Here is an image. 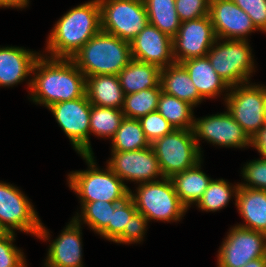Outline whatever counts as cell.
<instances>
[{"mask_svg":"<svg viewBox=\"0 0 266 267\" xmlns=\"http://www.w3.org/2000/svg\"><path fill=\"white\" fill-rule=\"evenodd\" d=\"M32 75L27 84L29 99L40 106L48 108L86 95V76L72 59L41 54L34 63Z\"/></svg>","mask_w":266,"mask_h":267,"instance_id":"6da1fadb","label":"cell"},{"mask_svg":"<svg viewBox=\"0 0 266 267\" xmlns=\"http://www.w3.org/2000/svg\"><path fill=\"white\" fill-rule=\"evenodd\" d=\"M100 30L98 0L73 7L54 24L46 41L45 56L71 59Z\"/></svg>","mask_w":266,"mask_h":267,"instance_id":"7a4b0ae2","label":"cell"},{"mask_svg":"<svg viewBox=\"0 0 266 267\" xmlns=\"http://www.w3.org/2000/svg\"><path fill=\"white\" fill-rule=\"evenodd\" d=\"M71 59L86 77L118 75L132 54L129 42L100 30Z\"/></svg>","mask_w":266,"mask_h":267,"instance_id":"3957f363","label":"cell"},{"mask_svg":"<svg viewBox=\"0 0 266 267\" xmlns=\"http://www.w3.org/2000/svg\"><path fill=\"white\" fill-rule=\"evenodd\" d=\"M88 169L68 174V186L78 195L80 202H122L130 194V188L110 168L97 167L93 154H80Z\"/></svg>","mask_w":266,"mask_h":267,"instance_id":"277c9868","label":"cell"},{"mask_svg":"<svg viewBox=\"0 0 266 267\" xmlns=\"http://www.w3.org/2000/svg\"><path fill=\"white\" fill-rule=\"evenodd\" d=\"M129 196L133 199L136 209L150 222L180 221L187 208L181 203L173 182L170 178L138 184L135 193L130 190Z\"/></svg>","mask_w":266,"mask_h":267,"instance_id":"5b68a950","label":"cell"},{"mask_svg":"<svg viewBox=\"0 0 266 267\" xmlns=\"http://www.w3.org/2000/svg\"><path fill=\"white\" fill-rule=\"evenodd\" d=\"M33 207L18 187L0 181V227L4 232L15 233V230H20L49 241L50 233Z\"/></svg>","mask_w":266,"mask_h":267,"instance_id":"8992f818","label":"cell"},{"mask_svg":"<svg viewBox=\"0 0 266 267\" xmlns=\"http://www.w3.org/2000/svg\"><path fill=\"white\" fill-rule=\"evenodd\" d=\"M251 48L246 40L216 39L206 56L215 72L232 87L250 82L255 72Z\"/></svg>","mask_w":266,"mask_h":267,"instance_id":"52a82bcc","label":"cell"},{"mask_svg":"<svg viewBox=\"0 0 266 267\" xmlns=\"http://www.w3.org/2000/svg\"><path fill=\"white\" fill-rule=\"evenodd\" d=\"M224 96L227 111L252 139L266 124V86L250 82L239 84L230 87Z\"/></svg>","mask_w":266,"mask_h":267,"instance_id":"ba28073f","label":"cell"},{"mask_svg":"<svg viewBox=\"0 0 266 267\" xmlns=\"http://www.w3.org/2000/svg\"><path fill=\"white\" fill-rule=\"evenodd\" d=\"M163 177L171 178L202 160L193 130L174 129L151 144Z\"/></svg>","mask_w":266,"mask_h":267,"instance_id":"9c48e42d","label":"cell"},{"mask_svg":"<svg viewBox=\"0 0 266 267\" xmlns=\"http://www.w3.org/2000/svg\"><path fill=\"white\" fill-rule=\"evenodd\" d=\"M101 30L131 42L148 24L143 0H98Z\"/></svg>","mask_w":266,"mask_h":267,"instance_id":"30bf717a","label":"cell"},{"mask_svg":"<svg viewBox=\"0 0 266 267\" xmlns=\"http://www.w3.org/2000/svg\"><path fill=\"white\" fill-rule=\"evenodd\" d=\"M78 154H94L90 143L91 103L87 95L48 107Z\"/></svg>","mask_w":266,"mask_h":267,"instance_id":"8fae6325","label":"cell"},{"mask_svg":"<svg viewBox=\"0 0 266 267\" xmlns=\"http://www.w3.org/2000/svg\"><path fill=\"white\" fill-rule=\"evenodd\" d=\"M266 256V234L233 226L217 255V267H244L251 260Z\"/></svg>","mask_w":266,"mask_h":267,"instance_id":"7c38bea8","label":"cell"},{"mask_svg":"<svg viewBox=\"0 0 266 267\" xmlns=\"http://www.w3.org/2000/svg\"><path fill=\"white\" fill-rule=\"evenodd\" d=\"M192 130L201 154L200 139H205L207 143L226 148H246L251 146V139L228 111L197 119L194 118Z\"/></svg>","mask_w":266,"mask_h":267,"instance_id":"4fadbf2b","label":"cell"},{"mask_svg":"<svg viewBox=\"0 0 266 267\" xmlns=\"http://www.w3.org/2000/svg\"><path fill=\"white\" fill-rule=\"evenodd\" d=\"M107 165L123 182L142 184L164 178L151 146L133 151H111Z\"/></svg>","mask_w":266,"mask_h":267,"instance_id":"5bb4252c","label":"cell"},{"mask_svg":"<svg viewBox=\"0 0 266 267\" xmlns=\"http://www.w3.org/2000/svg\"><path fill=\"white\" fill-rule=\"evenodd\" d=\"M216 39L209 15L181 22L173 37L175 62L206 56Z\"/></svg>","mask_w":266,"mask_h":267,"instance_id":"9a60e30c","label":"cell"},{"mask_svg":"<svg viewBox=\"0 0 266 267\" xmlns=\"http://www.w3.org/2000/svg\"><path fill=\"white\" fill-rule=\"evenodd\" d=\"M209 17L217 39L248 41L250 33L259 31L232 0H210Z\"/></svg>","mask_w":266,"mask_h":267,"instance_id":"2e32d148","label":"cell"},{"mask_svg":"<svg viewBox=\"0 0 266 267\" xmlns=\"http://www.w3.org/2000/svg\"><path fill=\"white\" fill-rule=\"evenodd\" d=\"M132 59L158 66L160 69L175 63L173 38L148 23L130 42Z\"/></svg>","mask_w":266,"mask_h":267,"instance_id":"e0dca14e","label":"cell"},{"mask_svg":"<svg viewBox=\"0 0 266 267\" xmlns=\"http://www.w3.org/2000/svg\"><path fill=\"white\" fill-rule=\"evenodd\" d=\"M81 225L73 218L58 237L50 241L45 267H84Z\"/></svg>","mask_w":266,"mask_h":267,"instance_id":"ac0fdd59","label":"cell"},{"mask_svg":"<svg viewBox=\"0 0 266 267\" xmlns=\"http://www.w3.org/2000/svg\"><path fill=\"white\" fill-rule=\"evenodd\" d=\"M41 54L24 47H0V86L12 87L32 77L35 61Z\"/></svg>","mask_w":266,"mask_h":267,"instance_id":"d6986e66","label":"cell"},{"mask_svg":"<svg viewBox=\"0 0 266 267\" xmlns=\"http://www.w3.org/2000/svg\"><path fill=\"white\" fill-rule=\"evenodd\" d=\"M187 70L190 79L203 99L221 96L229 92L230 87L215 72L207 56L192 58L180 62Z\"/></svg>","mask_w":266,"mask_h":267,"instance_id":"ffe728a7","label":"cell"},{"mask_svg":"<svg viewBox=\"0 0 266 267\" xmlns=\"http://www.w3.org/2000/svg\"><path fill=\"white\" fill-rule=\"evenodd\" d=\"M235 205L245 222L238 226L266 234V191L239 186Z\"/></svg>","mask_w":266,"mask_h":267,"instance_id":"44dd1931","label":"cell"},{"mask_svg":"<svg viewBox=\"0 0 266 267\" xmlns=\"http://www.w3.org/2000/svg\"><path fill=\"white\" fill-rule=\"evenodd\" d=\"M86 95L91 104L99 107L122 109L125 94L117 75L86 77Z\"/></svg>","mask_w":266,"mask_h":267,"instance_id":"7402d4cb","label":"cell"},{"mask_svg":"<svg viewBox=\"0 0 266 267\" xmlns=\"http://www.w3.org/2000/svg\"><path fill=\"white\" fill-rule=\"evenodd\" d=\"M162 91L190 103L193 107L204 100L197 92L190 76L181 63H173L160 71Z\"/></svg>","mask_w":266,"mask_h":267,"instance_id":"603a6c76","label":"cell"},{"mask_svg":"<svg viewBox=\"0 0 266 267\" xmlns=\"http://www.w3.org/2000/svg\"><path fill=\"white\" fill-rule=\"evenodd\" d=\"M203 159L193 167L174 174L170 179L181 203L189 210L196 205L208 188L211 178L201 170Z\"/></svg>","mask_w":266,"mask_h":267,"instance_id":"cb8c5ba5","label":"cell"},{"mask_svg":"<svg viewBox=\"0 0 266 267\" xmlns=\"http://www.w3.org/2000/svg\"><path fill=\"white\" fill-rule=\"evenodd\" d=\"M161 69L153 64L132 59L118 76L125 95L156 87Z\"/></svg>","mask_w":266,"mask_h":267,"instance_id":"d4e9b609","label":"cell"},{"mask_svg":"<svg viewBox=\"0 0 266 267\" xmlns=\"http://www.w3.org/2000/svg\"><path fill=\"white\" fill-rule=\"evenodd\" d=\"M148 15V23L173 38L181 21L176 11L175 0H143Z\"/></svg>","mask_w":266,"mask_h":267,"instance_id":"484cf974","label":"cell"},{"mask_svg":"<svg viewBox=\"0 0 266 267\" xmlns=\"http://www.w3.org/2000/svg\"><path fill=\"white\" fill-rule=\"evenodd\" d=\"M193 108L190 103L162 91L158 100L157 111L174 129L190 130L194 126Z\"/></svg>","mask_w":266,"mask_h":267,"instance_id":"4316f807","label":"cell"},{"mask_svg":"<svg viewBox=\"0 0 266 267\" xmlns=\"http://www.w3.org/2000/svg\"><path fill=\"white\" fill-rule=\"evenodd\" d=\"M120 202L93 201L80 202L81 215L77 213L73 219L80 225L86 224L92 231L100 235L111 221L115 205ZM83 223V224H82Z\"/></svg>","mask_w":266,"mask_h":267,"instance_id":"83f0119b","label":"cell"},{"mask_svg":"<svg viewBox=\"0 0 266 267\" xmlns=\"http://www.w3.org/2000/svg\"><path fill=\"white\" fill-rule=\"evenodd\" d=\"M111 140V151H133L151 146L138 119L124 118Z\"/></svg>","mask_w":266,"mask_h":267,"instance_id":"f1b7e54d","label":"cell"},{"mask_svg":"<svg viewBox=\"0 0 266 267\" xmlns=\"http://www.w3.org/2000/svg\"><path fill=\"white\" fill-rule=\"evenodd\" d=\"M239 183L233 185L226 180L212 179L196 206L202 211L216 212L226 207L232 196H237Z\"/></svg>","mask_w":266,"mask_h":267,"instance_id":"f546056e","label":"cell"},{"mask_svg":"<svg viewBox=\"0 0 266 267\" xmlns=\"http://www.w3.org/2000/svg\"><path fill=\"white\" fill-rule=\"evenodd\" d=\"M162 92L161 84L156 87L125 95L122 112L125 118L139 119L148 113L157 111L158 100Z\"/></svg>","mask_w":266,"mask_h":267,"instance_id":"4dcf8cb0","label":"cell"},{"mask_svg":"<svg viewBox=\"0 0 266 267\" xmlns=\"http://www.w3.org/2000/svg\"><path fill=\"white\" fill-rule=\"evenodd\" d=\"M124 118L122 109L91 104L90 133L100 138L112 139Z\"/></svg>","mask_w":266,"mask_h":267,"instance_id":"1f68e13d","label":"cell"},{"mask_svg":"<svg viewBox=\"0 0 266 267\" xmlns=\"http://www.w3.org/2000/svg\"><path fill=\"white\" fill-rule=\"evenodd\" d=\"M137 211L133 199L129 196L115 205L108 227L100 234L108 241L114 242L124 230H129L130 219Z\"/></svg>","mask_w":266,"mask_h":267,"instance_id":"d6a6232c","label":"cell"},{"mask_svg":"<svg viewBox=\"0 0 266 267\" xmlns=\"http://www.w3.org/2000/svg\"><path fill=\"white\" fill-rule=\"evenodd\" d=\"M15 233L0 234V267H27L24 252L13 242Z\"/></svg>","mask_w":266,"mask_h":267,"instance_id":"836d02e7","label":"cell"},{"mask_svg":"<svg viewBox=\"0 0 266 267\" xmlns=\"http://www.w3.org/2000/svg\"><path fill=\"white\" fill-rule=\"evenodd\" d=\"M138 120L150 144L174 130L173 126L158 111L148 113Z\"/></svg>","mask_w":266,"mask_h":267,"instance_id":"e575fe53","label":"cell"},{"mask_svg":"<svg viewBox=\"0 0 266 267\" xmlns=\"http://www.w3.org/2000/svg\"><path fill=\"white\" fill-rule=\"evenodd\" d=\"M241 172L245 182L239 183L240 186L266 191V159L261 157L247 162Z\"/></svg>","mask_w":266,"mask_h":267,"instance_id":"d590c367","label":"cell"},{"mask_svg":"<svg viewBox=\"0 0 266 267\" xmlns=\"http://www.w3.org/2000/svg\"><path fill=\"white\" fill-rule=\"evenodd\" d=\"M210 0H175V7L181 22L209 15Z\"/></svg>","mask_w":266,"mask_h":267,"instance_id":"8d00e7d4","label":"cell"},{"mask_svg":"<svg viewBox=\"0 0 266 267\" xmlns=\"http://www.w3.org/2000/svg\"><path fill=\"white\" fill-rule=\"evenodd\" d=\"M147 225V218L142 213L136 211L130 219L129 230H124V232L114 241V243H141L147 231Z\"/></svg>","mask_w":266,"mask_h":267,"instance_id":"74e56055","label":"cell"},{"mask_svg":"<svg viewBox=\"0 0 266 267\" xmlns=\"http://www.w3.org/2000/svg\"><path fill=\"white\" fill-rule=\"evenodd\" d=\"M252 20L254 26L266 33V0H232Z\"/></svg>","mask_w":266,"mask_h":267,"instance_id":"f35d334b","label":"cell"},{"mask_svg":"<svg viewBox=\"0 0 266 267\" xmlns=\"http://www.w3.org/2000/svg\"><path fill=\"white\" fill-rule=\"evenodd\" d=\"M251 147L256 148L262 158L266 159V124L251 139Z\"/></svg>","mask_w":266,"mask_h":267,"instance_id":"ab89813d","label":"cell"},{"mask_svg":"<svg viewBox=\"0 0 266 267\" xmlns=\"http://www.w3.org/2000/svg\"><path fill=\"white\" fill-rule=\"evenodd\" d=\"M29 2V0H0V7L22 9L29 6Z\"/></svg>","mask_w":266,"mask_h":267,"instance_id":"60d3db41","label":"cell"},{"mask_svg":"<svg viewBox=\"0 0 266 267\" xmlns=\"http://www.w3.org/2000/svg\"><path fill=\"white\" fill-rule=\"evenodd\" d=\"M244 267H266V256L251 260Z\"/></svg>","mask_w":266,"mask_h":267,"instance_id":"b9f144b4","label":"cell"},{"mask_svg":"<svg viewBox=\"0 0 266 267\" xmlns=\"http://www.w3.org/2000/svg\"><path fill=\"white\" fill-rule=\"evenodd\" d=\"M264 116H265V120H266V103H265V107H264Z\"/></svg>","mask_w":266,"mask_h":267,"instance_id":"7bdbcfd3","label":"cell"},{"mask_svg":"<svg viewBox=\"0 0 266 267\" xmlns=\"http://www.w3.org/2000/svg\"><path fill=\"white\" fill-rule=\"evenodd\" d=\"M4 233V231L1 229V227H0V234H3Z\"/></svg>","mask_w":266,"mask_h":267,"instance_id":"ee69618b","label":"cell"}]
</instances>
